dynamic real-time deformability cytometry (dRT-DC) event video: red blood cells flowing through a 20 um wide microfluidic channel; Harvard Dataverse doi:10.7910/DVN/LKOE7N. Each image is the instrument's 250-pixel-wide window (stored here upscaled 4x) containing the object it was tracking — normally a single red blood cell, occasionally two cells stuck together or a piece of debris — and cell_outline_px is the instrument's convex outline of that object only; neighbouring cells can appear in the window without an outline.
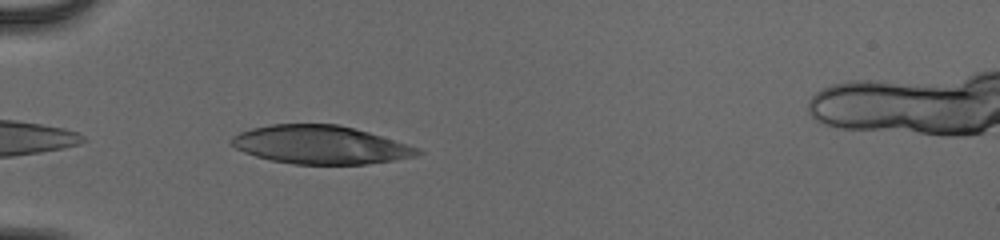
{"species": "human", "species_latin": "Homo sapiens", "temperature_condition": "cold", "stored_images_in_passage": 35, "camera_frame_rate_fps": 3000, "um_per_image_px": 0.085, "donor": {"sex": "male"}, "frame": {"image": 1, "passage_image": 2, "time_ms": 0.333, "image_size_px": [1000, 240], "cell_outline_px": [[424, 152], [416, 156], [368, 164], [292, 164], [272, 160], [256, 156], [244, 152], [228, 144], [228, 140], [232, 136], [240, 132], [252, 128], [272, 124], [336, 124], [368, 132], [420, 148]], "centroid_in_image_um": [27.2, 12.31], "position_along_channel_um": 57.8, "area_um2": 41.5}}
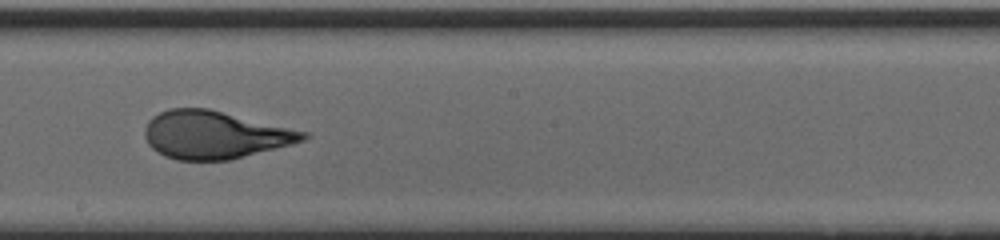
{"frame": {"image": 2, "passage_image": 16, "time_ms": 5.0, "image_size_px": [1000, 240], "cell_outline_px": [[308, 136], [304, 140], [292, 144], [232, 160], [176, 160], [164, 156], [156, 152], [148, 144], [144, 136], [144, 128], [148, 120], [152, 116], [168, 108], [208, 108], [308, 132]], "centroid_in_image_um": [18.21, 11.46], "position_along_channel_um": 230.0, "area_um2": 44.27}}
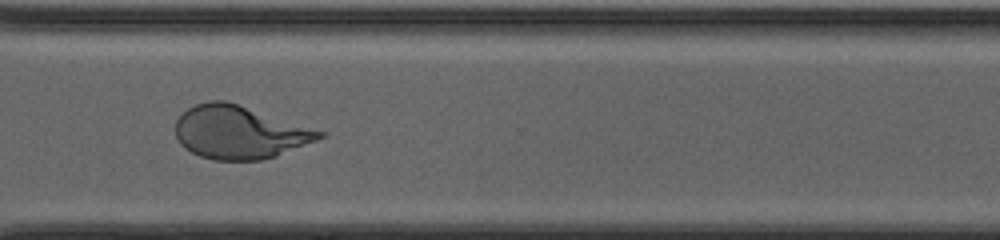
{"frame": {"image": 3, "passage_image": 25, "time_ms": 8.0, "image_size_px": [1000, 240], "cell_outline_px": [[328, 132], [324, 136], [316, 140], [276, 156], [260, 160], [212, 160], [200, 156], [184, 148], [180, 144], [176, 136], [176, 120], [188, 108], [196, 104], [208, 100], [224, 100]], "centroid_in_image_um": [20.35, 11.24], "position_along_channel_um": 350.3, "area_um2": 44.33}, "authors_computed_cell_mechanics": {"area_um2": 43.8702, "velocity_mm_per_s": 3.9933, "shape_relaxation_time_tau1_ms": 4.9572, "shape_relaxation_time_tau2_ms": null, "deformation_change_tau1": 0.2205, "deformation_change_tau2": null}}